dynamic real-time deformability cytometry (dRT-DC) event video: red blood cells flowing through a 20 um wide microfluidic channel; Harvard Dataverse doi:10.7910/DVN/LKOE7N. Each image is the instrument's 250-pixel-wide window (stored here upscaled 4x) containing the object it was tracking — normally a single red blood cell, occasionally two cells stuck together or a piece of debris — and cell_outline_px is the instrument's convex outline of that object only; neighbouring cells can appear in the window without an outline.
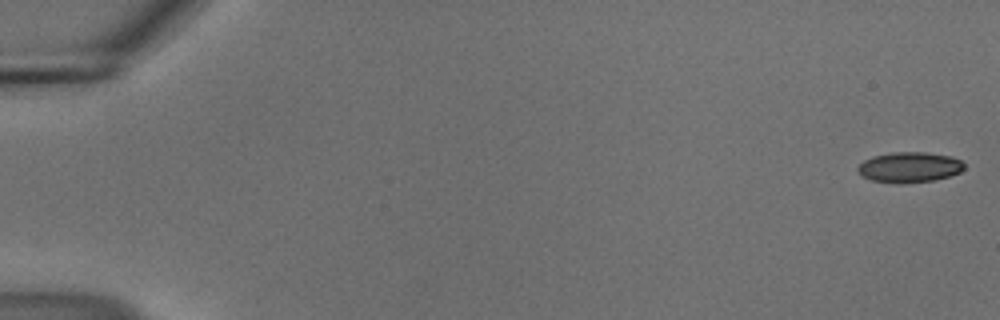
{"species": "common noctule bat (a hibernating species)", "species_latin": "Nyctalus noctula", "temperature_condition": "cold", "stored_images_in_passage": 56, "segment_of_instrument_passage": [1, 3], "camera_frame_rate_fps": 3000, "um_per_image_px": 0.085, "animal": {"sex": "male", "body_mass_g": 18.8}, "frame": {"image": 1, "passage_image": 1, "time_ms": 0.0, "image_size_px": [1000, 320], "cell_outline_px": [[964, 168], [960, 172], [936, 180], [904, 184], [900, 184], [872, 180], [860, 176], [856, 172], [856, 168], [864, 160], [872, 156], [892, 152], [924, 152], [952, 156], [960, 160], [964, 164]], "centroid_in_image_um": [77.26, 14.22], "position_along_channel_um": 7.7, "area_um2": 19.13}}